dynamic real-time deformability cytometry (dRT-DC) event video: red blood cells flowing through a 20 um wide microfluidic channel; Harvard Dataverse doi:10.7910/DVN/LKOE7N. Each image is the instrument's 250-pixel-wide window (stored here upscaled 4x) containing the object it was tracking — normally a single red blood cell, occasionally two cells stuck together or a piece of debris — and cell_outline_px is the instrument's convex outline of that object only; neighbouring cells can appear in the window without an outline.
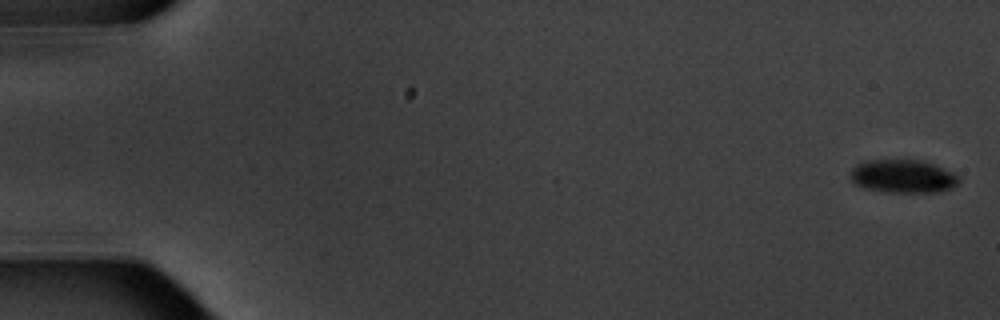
{"species": "common noctule bat (a hibernating species)", "species_latin": "Nyctalus noctula", "temperature_condition": "warm", "stored_images_in_passage": 5, "camera_frame_rate_fps": 3000, "um_per_image_px": 0.085, "animal": {"sex": "male", "body_mass_g": 20.1, "forearm_length_mm": 53.5}, "frame": {"image": 1, "passage_image": 1, "time_ms": 0.0, "image_size_px": [1000, 320], "cell_outline_px": [[960, 184], [952, 188], [936, 192], [884, 192], [864, 188], [856, 184], [852, 180], [852, 168], [864, 160], [924, 160], [944, 168], [960, 176]], "centroid_in_image_um": [76.8, 14.98], "position_along_channel_um": 8.2, "area_um2": 21.15}}
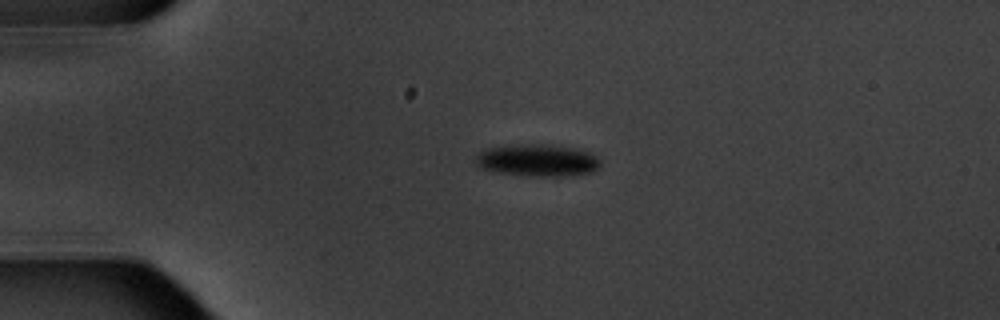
{"frame": {"image": 2, "passage_image": 4, "time_ms": 4.333, "image_size_px": [1000, 320], "cell_outline_px": [[600, 168], [592, 172], [564, 176], [532, 176], [500, 172], [480, 168], [476, 164], [476, 156], [480, 152], [488, 148], [512, 144], [548, 144], [576, 148], [588, 152], [596, 156], [600, 160]], "centroid_in_image_um": [45.71, 13.61], "position_along_channel_um": 39.3, "area_um2": 23.41}}